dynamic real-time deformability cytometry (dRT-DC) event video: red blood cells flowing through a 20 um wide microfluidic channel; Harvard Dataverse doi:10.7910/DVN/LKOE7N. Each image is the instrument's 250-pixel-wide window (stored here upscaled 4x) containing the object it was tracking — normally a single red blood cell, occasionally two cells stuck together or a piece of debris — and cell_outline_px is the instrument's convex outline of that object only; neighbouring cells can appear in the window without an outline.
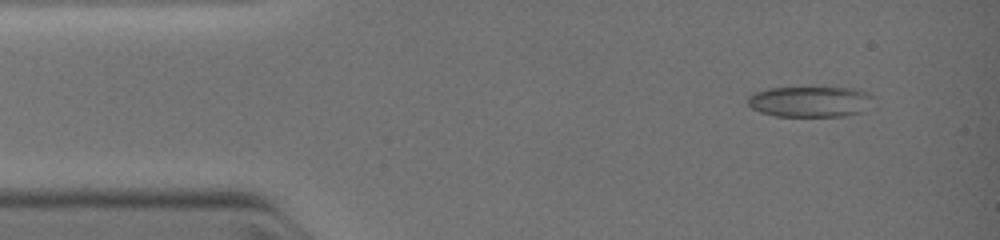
{"species": "common noctule bat (a hibernating species)", "species_latin": "Nyctalus noctula", "temperature_condition": "warm", "stored_images_in_passage": 5, "camera_frame_rate_fps": 3000, "um_per_image_px": 0.085, "animal": {"sex": "female", "body_mass_g": 19.0, "forearm_length_mm": 51.5}, "frame": {"image": 1, "passage_image": 2, "time_ms": 0.667, "image_size_px": [1000, 240], "cell_outline_px": [[872, 96], [864, 112], [840, 116], [776, 116], [760, 112], [752, 108], [748, 104], [748, 96], [752, 92], [768, 88], [856, 88], [868, 92]], "centroid_in_image_um": [68.82, 8.63], "position_along_channel_um": 16.2, "area_um2": 22.43}}
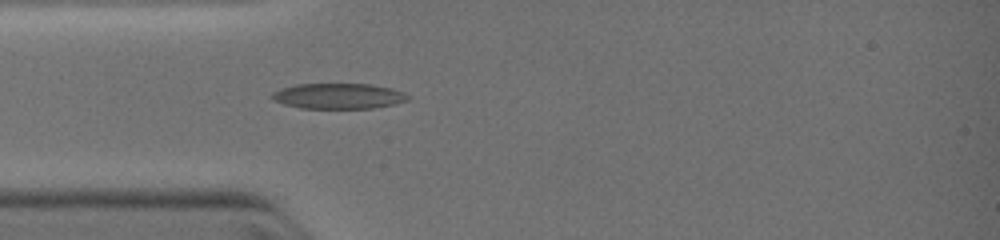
{"frame": {"image": 2, "passage_image": 5, "time_ms": 3.0, "image_size_px": [1000, 240], "cell_outline_px": [[408, 100], [392, 104], [372, 108], [300, 108], [284, 104], [276, 100], [272, 96], [272, 92], [296, 84], [372, 84], [392, 88], [408, 96]], "centroid_in_image_um": [28.76, 8.16], "position_along_channel_um": 56.2, "area_um2": 19.83}}